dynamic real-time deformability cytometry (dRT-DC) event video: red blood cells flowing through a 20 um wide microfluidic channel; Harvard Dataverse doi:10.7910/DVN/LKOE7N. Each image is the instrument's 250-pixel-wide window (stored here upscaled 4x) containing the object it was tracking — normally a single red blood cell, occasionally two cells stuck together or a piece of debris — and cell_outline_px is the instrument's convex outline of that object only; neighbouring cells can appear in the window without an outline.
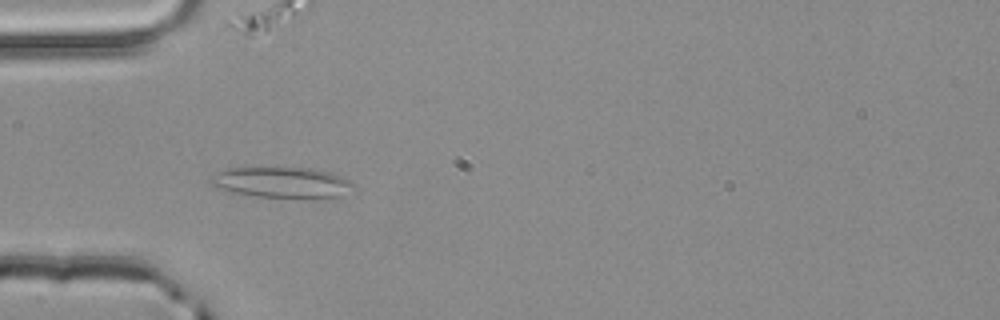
{"species": "common noctule bat (a hibernating species)", "species_latin": "Nyctalus noctula", "temperature_condition": "room temperature", "stored_images_in_passage": 6, "camera_frame_rate_fps": 3000, "um_per_image_px": 0.085, "animal": {"sex": "male", "body_mass_g": 20.4}, "frame": {"image": 1, "passage_image": 3, "time_ms": 0.667, "image_size_px": [1000, 320], "cell_outline_px": [[356, 188], [340, 196], [256, 196], [232, 192], [212, 184], [208, 180], [208, 176], [216, 172], [232, 168], [312, 168], [328, 172], [352, 180], [356, 184]], "centroid_in_image_um": [23.97, 15.48], "position_along_channel_um": 61.0, "area_um2": 24.97}}
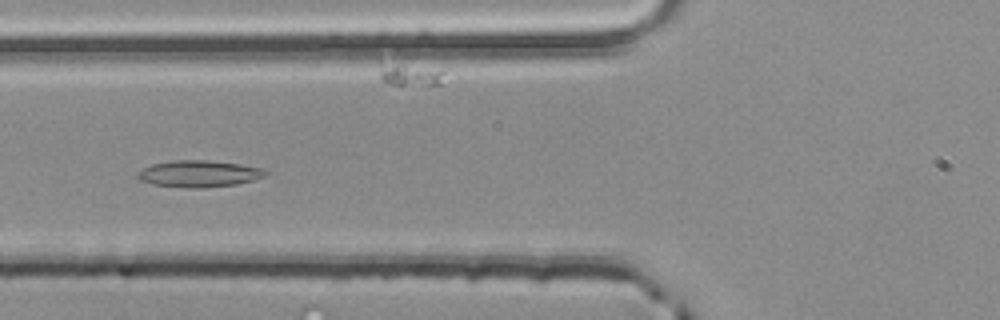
{"frame": {"image": 2, "passage_image": 4, "time_ms": 1.0, "image_size_px": [1000, 320], "cell_outline_px": [[268, 172], [264, 176], [256, 180], [236, 184], [204, 188], [188, 188], [152, 184], [140, 180], [136, 176], [144, 168], [152, 164], [172, 160], [204, 160], [240, 164], [260, 168]], "centroid_in_image_um": [16.92, 14.77], "position_along_channel_um": 108.9, "area_um2": 19.77}}
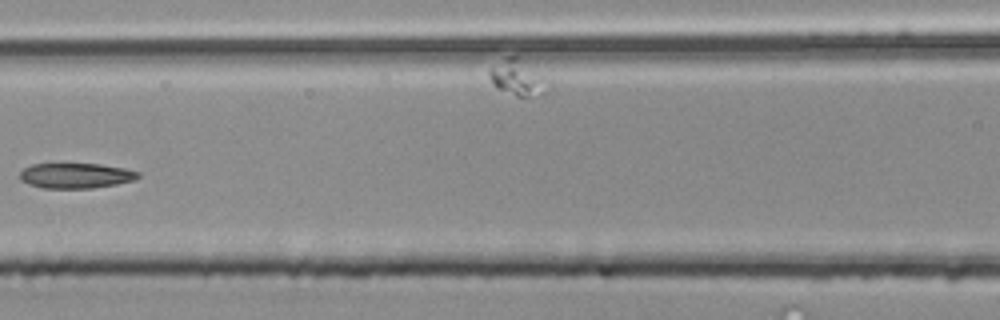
{"frame": {"image": 3, "passage_image": 5, "time_ms": 1.333, "image_size_px": [1000, 320], "cell_outline_px": [[140, 176], [136, 180], [116, 184], [92, 188], [44, 188], [28, 184], [20, 180], [20, 172], [24, 168], [32, 164], [100, 164], [124, 168], [140, 172]], "centroid_in_image_um": [6.46, 14.93], "position_along_channel_um": 160.1, "area_um2": 17.4}}